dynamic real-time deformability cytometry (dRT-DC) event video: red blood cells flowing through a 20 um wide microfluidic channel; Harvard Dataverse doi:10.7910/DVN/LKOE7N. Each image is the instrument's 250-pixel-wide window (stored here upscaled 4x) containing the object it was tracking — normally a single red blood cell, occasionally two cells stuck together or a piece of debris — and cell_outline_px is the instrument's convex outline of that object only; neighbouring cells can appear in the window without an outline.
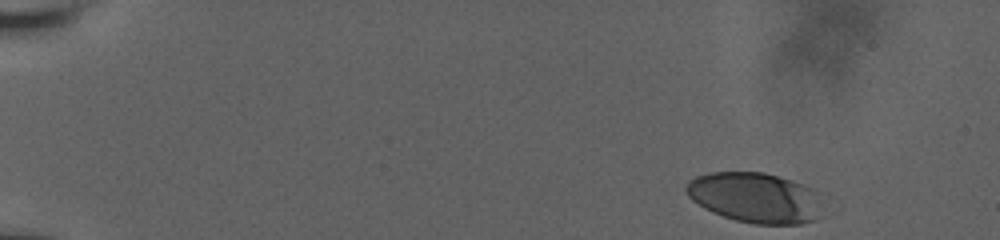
{"species": "human", "species_latin": "Homo sapiens", "temperature_condition": "room temperature", "stored_images_in_passage": 44, "camera_frame_rate_fps": 3000, "um_per_image_px": 0.085, "donor": {"sex": "male"}, "frame": {"image": 1, "passage_image": 1, "time_ms": 0.0, "image_size_px": [1000, 240], "cell_outline_px": [[824, 216], [816, 220], [800, 224], [756, 224], [736, 220], [712, 212], [704, 208], [692, 200], [688, 196], [684, 188], [688, 180], [696, 176], [708, 172], [764, 172], [792, 180], [812, 188], [820, 192]], "centroid_in_image_um": [64.25, 16.8], "position_along_channel_um": 20.8, "area_um2": 40.75}}
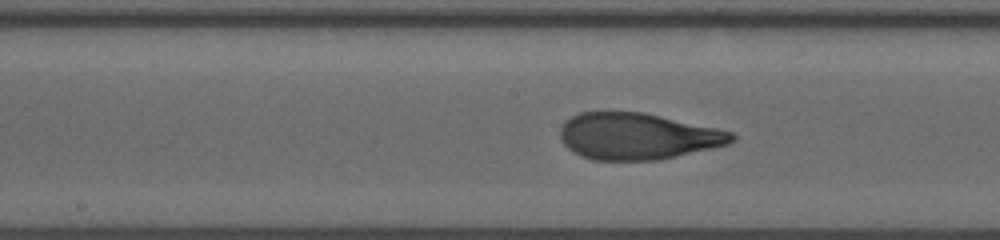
{"frame": {"image": 2, "passage_image": 26, "time_ms": 8.333, "image_size_px": [1000, 240], "cell_outline_px": [[736, 140], [728, 144], [660, 160], [592, 160], [580, 156], [572, 152], [564, 144], [560, 136], [560, 128], [564, 120], [580, 112], [644, 112], [716, 128], [732, 132], [736, 136]], "centroid_in_image_um": [54.17, 11.58], "position_along_channel_um": 194.0, "area_um2": 46.59}}
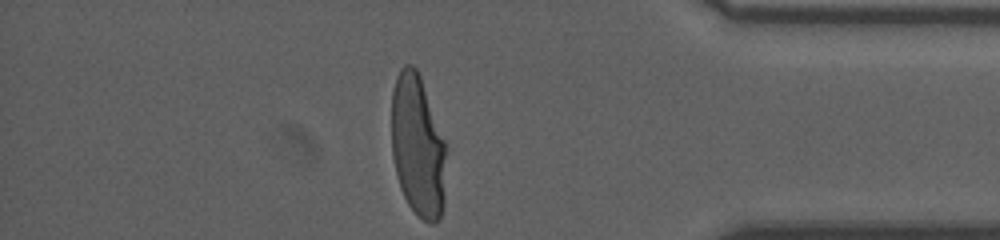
{"frame": {"image": 3, "passage_image": 44, "time_ms": 14.333, "image_size_px": [1000, 240], "cell_outline_px": [[448, 144], [444, 204], [440, 216], [432, 224], [428, 224], [408, 204], [400, 188], [396, 176], [392, 156], [392, 92], [396, 76], [400, 68], [404, 64], [412, 64], [416, 68], [420, 76]], "centroid_in_image_um": [35.54, 12.4], "position_along_channel_um": 399.7, "area_um2": 46.24}, "authors_computed_cell_mechanics": {"area_um2": 45.662, "velocity_mm_per_s": 3.8166, "shape_relaxation_time_tau1_ms": 5.4515, "shape_relaxation_time_tau2_ms": null, "deformation_change_tau1": 0.2384, "deformation_change_tau2": null}}